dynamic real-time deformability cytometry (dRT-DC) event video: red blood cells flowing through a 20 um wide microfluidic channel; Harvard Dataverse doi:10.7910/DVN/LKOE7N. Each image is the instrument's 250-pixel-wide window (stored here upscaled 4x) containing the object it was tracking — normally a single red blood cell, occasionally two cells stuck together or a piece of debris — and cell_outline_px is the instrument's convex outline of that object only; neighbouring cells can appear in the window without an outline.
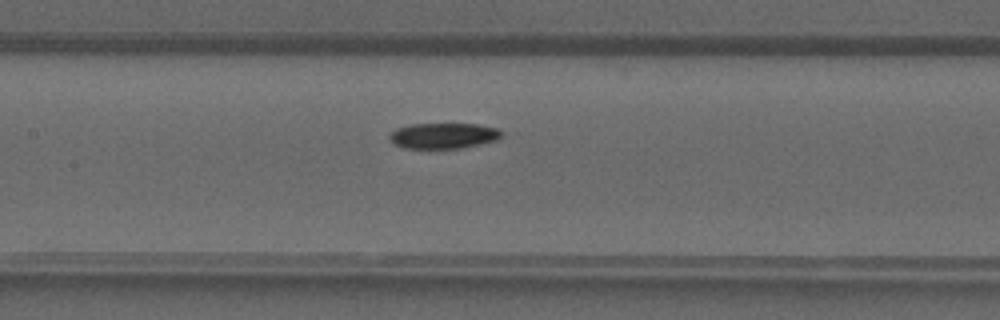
{"species": "common noctule bat (a hibernating species)", "species_latin": "Nyctalus noctula", "temperature_condition": "warm", "stored_images_in_passage": 41, "camera_frame_rate_fps": 3000, "um_per_image_px": 0.085, "animal": {"sex": "male", "forearm_length_mm": 52.5}, "frame": {"image": 1, "passage_image": 20, "time_ms": 6.333, "image_size_px": [1000, 320], "cell_outline_px": [[500, 136], [496, 140], [460, 148], [404, 148], [396, 144], [388, 136], [396, 128], [412, 124], [476, 124], [496, 128], [500, 132]], "centroid_in_image_um": [37.66, 11.53], "position_along_channel_um": 169.7, "area_um2": 16.36}}
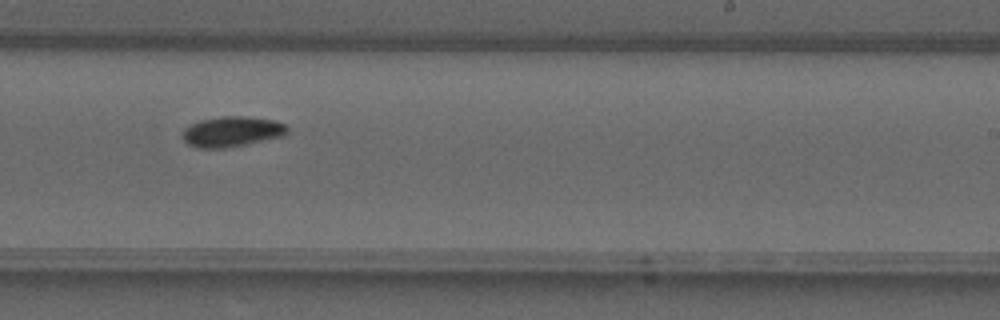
{"frame": {"image": 2, "passage_image": 26, "time_ms": 8.333, "image_size_px": [1000, 320], "cell_outline_px": [[288, 132], [284, 136], [224, 148], [200, 148], [188, 144], [184, 140], [184, 128], [200, 120], [220, 116], [244, 116], [272, 120], [288, 124]], "centroid_in_image_um": [19.74, 11.18], "position_along_channel_um": 269.3, "area_um2": 18.38}}
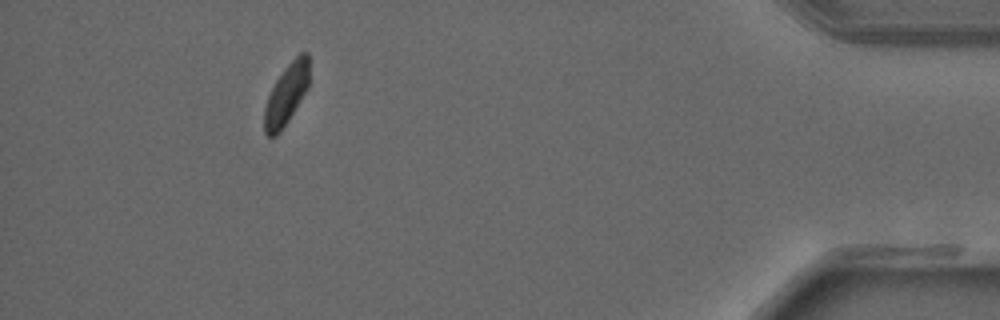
{"frame": {"image": 3, "passage_image": 38, "time_ms": 12.333, "image_size_px": [1000, 320], "cell_outline_px": [[308, 88], [288, 120], [280, 132], [276, 136], [268, 136], [264, 132], [264, 108], [268, 96], [276, 80], [284, 68], [300, 52], [308, 52]], "centroid_in_image_um": [24.33, 8.03], "position_along_channel_um": 410.9, "area_um2": 15.66}}